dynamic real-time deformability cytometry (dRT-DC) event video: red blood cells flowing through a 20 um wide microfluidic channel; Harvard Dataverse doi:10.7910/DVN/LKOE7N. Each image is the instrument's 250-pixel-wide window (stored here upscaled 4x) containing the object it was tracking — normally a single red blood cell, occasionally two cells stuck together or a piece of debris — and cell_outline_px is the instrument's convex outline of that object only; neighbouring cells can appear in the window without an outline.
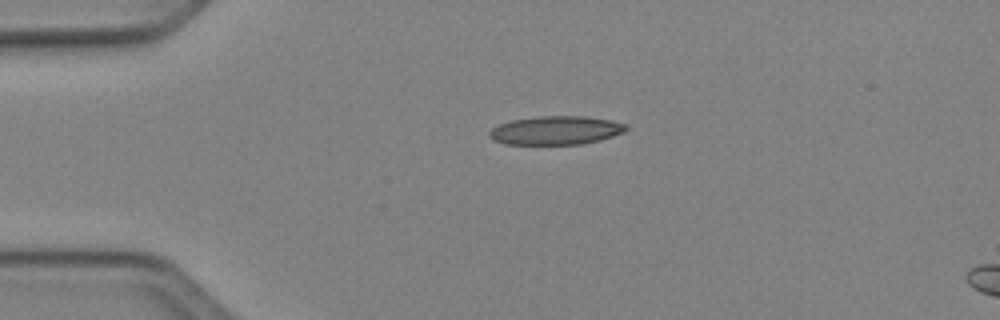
{"species": "Egyptian fruit bat (a non-hibernating species)", "species_latin": "Rousettus aegyptiacus", "temperature_condition": "cold", "stored_images_in_passage": 39, "camera_frame_rate_fps": 3000, "um_per_image_px": 0.085, "animal": {"sex": "female"}, "frame": {"image": 1, "passage_image": 1, "time_ms": 0.0, "image_size_px": [1000, 320], "cell_outline_px": [[628, 128], [624, 132], [600, 140], [580, 144], [504, 144], [492, 140], [488, 136], [488, 132], [492, 128], [500, 124], [512, 120], [540, 116], [584, 116], [612, 120], [628, 124]], "centroid_in_image_um": [47.25, 11.08], "position_along_channel_um": 37.8, "area_um2": 22.89}}
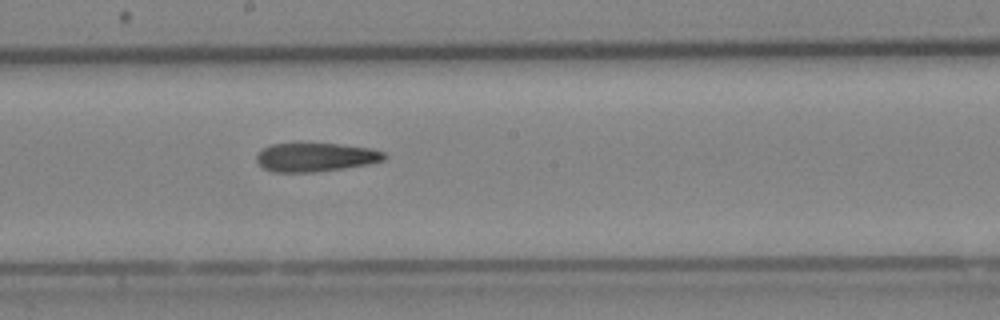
{"frame": {"image": 2, "passage_image": 17, "time_ms": 5.333, "image_size_px": [1000, 320], "cell_outline_px": [[388, 156], [384, 160], [368, 164], [344, 168], [316, 172], [272, 172], [264, 168], [256, 160], [256, 156], [264, 148], [272, 144], [296, 140], [336, 144], [372, 148], [384, 152]], "centroid_in_image_um": [26.81, 13.32], "position_along_channel_um": 221.4, "area_um2": 22.14}}
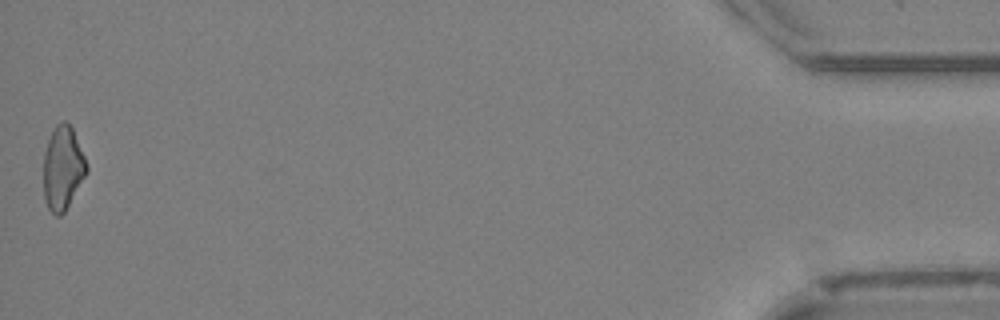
{"frame": {"image": 3, "passage_image": 39, "time_ms": 12.667, "image_size_px": [1000, 320], "cell_outline_px": [[88, 172], [64, 212], [60, 216], [56, 216], [48, 208], [44, 200], [44, 152], [48, 140], [56, 124], [64, 120], [72, 128], [84, 156], [88, 168]], "centroid_in_image_um": [5.33, 14.3], "position_along_channel_um": 429.9, "area_um2": 20.81}, "authors_computed_cell_mechanics": {"area_um2": 22.0218, "velocity_mm_per_s": 4.1291, "shape_relaxation_time_tau1_ms": null, "shape_relaxation_time_tau2_ms": 4.9795, "deformation_change_tau1": null, "deformation_change_tau2": 0.15}}